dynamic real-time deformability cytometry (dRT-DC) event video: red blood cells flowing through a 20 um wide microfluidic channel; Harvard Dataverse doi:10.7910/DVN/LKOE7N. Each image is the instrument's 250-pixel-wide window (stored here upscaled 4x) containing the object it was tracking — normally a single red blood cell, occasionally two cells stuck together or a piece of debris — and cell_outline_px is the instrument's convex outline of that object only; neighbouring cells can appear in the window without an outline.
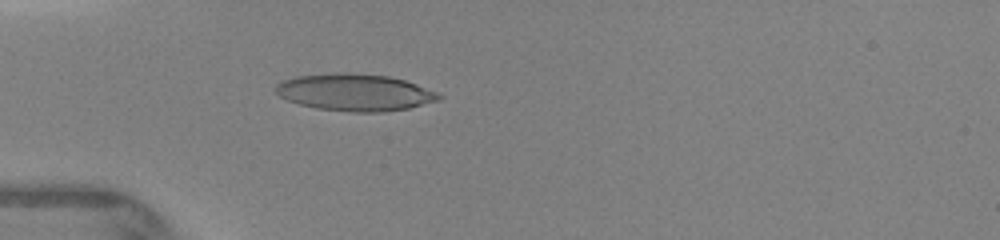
{"species": "human", "species_latin": "Homo sapiens", "temperature_condition": "warm", "stored_images_in_passage": 10, "camera_frame_rate_fps": 3000, "um_per_image_px": 0.085, "donor": {"sex": "female"}, "frame": {"image": 1, "passage_image": 6, "time_ms": 4.0, "image_size_px": [1000, 240], "cell_outline_px": [[444, 96], [440, 100], [408, 108], [384, 112], [352, 112], [316, 108], [300, 104], [288, 100], [280, 96], [276, 92], [276, 84], [280, 80], [296, 76], [344, 72], [348, 72], [388, 76], [404, 80], [416, 84], [436, 92]], "centroid_in_image_um": [30.16, 7.85], "position_along_channel_um": 54.8, "area_um2": 35.14}}
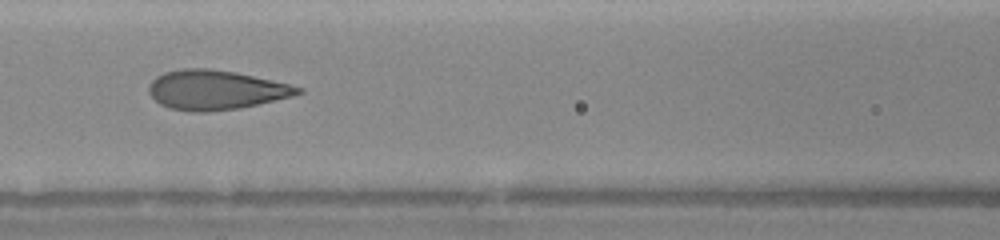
{"frame": {"image": 2, "passage_image": 9, "time_ms": 6.333, "image_size_px": [1000, 240], "cell_outline_px": [[304, 92], [292, 96], [240, 108], [208, 112], [192, 112], [168, 108], [160, 104], [148, 92], [148, 84], [156, 76], [164, 72], [184, 68], [208, 68], [236, 72], [288, 84], [304, 88]], "centroid_in_image_um": [18.3, 7.64], "position_along_channel_um": 148.3, "area_um2": 34.33}}